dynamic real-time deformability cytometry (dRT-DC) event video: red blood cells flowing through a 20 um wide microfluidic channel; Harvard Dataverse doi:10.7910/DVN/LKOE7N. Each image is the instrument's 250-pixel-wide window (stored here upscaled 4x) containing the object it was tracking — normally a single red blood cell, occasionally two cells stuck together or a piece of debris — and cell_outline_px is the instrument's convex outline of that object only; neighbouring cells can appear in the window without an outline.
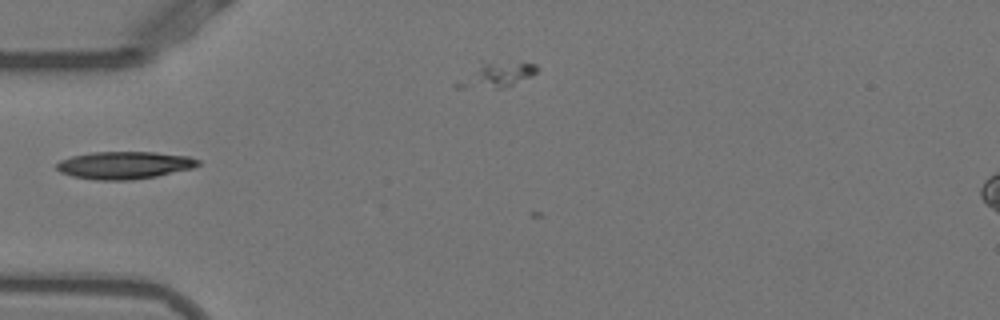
{"species": "Egyptian fruit bat (a non-hibernating species)", "species_latin": "Rousettus aegyptiacus", "temperature_condition": "warm", "stored_images_in_passage": 8, "camera_frame_rate_fps": 3000, "um_per_image_px": 0.085, "animal": {"sex": "female"}, "frame": {"image": 1, "passage_image": 7, "time_ms": 2.0, "image_size_px": [1000, 320], "cell_outline_px": [[200, 164], [192, 168], [156, 176], [132, 180], [96, 180], [72, 176], [60, 172], [56, 168], [56, 164], [60, 160], [72, 156], [92, 152], [156, 152], [188, 156], [200, 160]], "centroid_in_image_um": [10.56, 14.04], "position_along_channel_um": 74.4, "area_um2": 22.66}}